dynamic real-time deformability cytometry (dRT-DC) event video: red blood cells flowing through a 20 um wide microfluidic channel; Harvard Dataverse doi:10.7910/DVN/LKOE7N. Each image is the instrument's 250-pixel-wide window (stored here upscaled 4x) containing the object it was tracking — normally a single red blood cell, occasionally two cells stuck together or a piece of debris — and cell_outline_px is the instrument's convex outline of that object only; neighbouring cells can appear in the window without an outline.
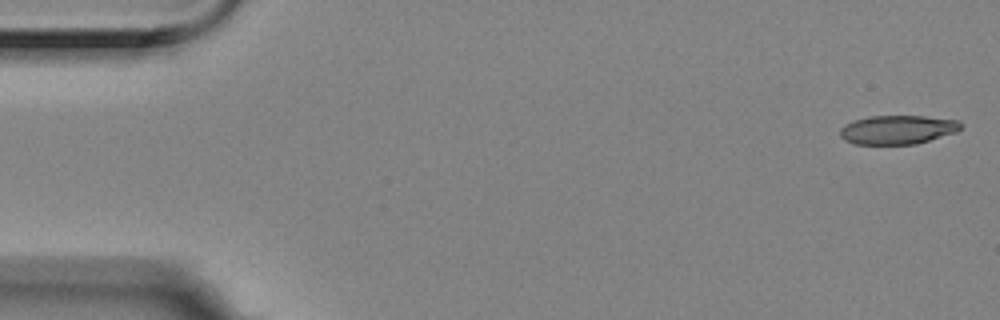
{"species": "Egyptian fruit bat (a non-hibernating species)", "species_latin": "Rousettus aegyptiacus", "temperature_condition": "room temperature", "stored_images_in_passage": 5, "camera_frame_rate_fps": 3000, "um_per_image_px": 0.085, "animal": {"sex": "female"}, "frame": {"image": 1, "passage_image": 1, "time_ms": 0.0, "image_size_px": [1000, 320], "cell_outline_px": [[964, 124], [956, 132], [916, 144], [856, 144], [844, 140], [840, 136], [840, 128], [844, 124], [852, 120], [868, 116], [924, 116], [960, 120]], "centroid_in_image_um": [76.29, 11.01], "position_along_channel_um": 8.7, "area_um2": 20.52}}
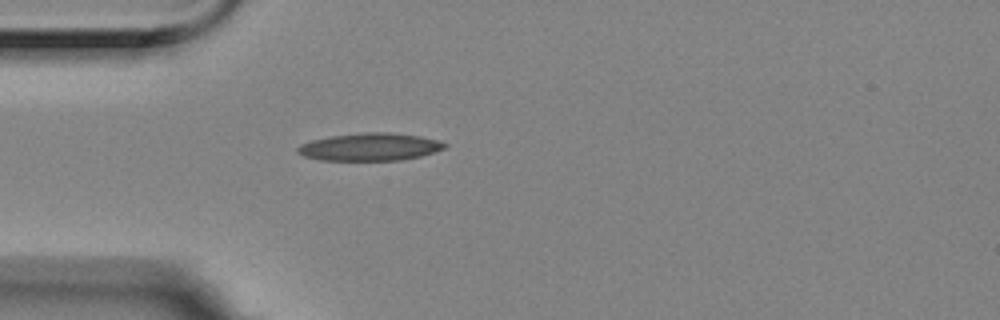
{"frame": {"image": 2, "passage_image": 5, "time_ms": 1.333, "image_size_px": [1000, 320], "cell_outline_px": [[448, 144], [444, 148], [420, 156], [400, 160], [324, 160], [304, 156], [296, 152], [296, 148], [300, 144], [312, 140], [332, 136], [364, 132], [392, 132], [420, 136], [436, 140]], "centroid_in_image_um": [31.42, 12.48], "position_along_channel_um": 53.6, "area_um2": 23.47}}